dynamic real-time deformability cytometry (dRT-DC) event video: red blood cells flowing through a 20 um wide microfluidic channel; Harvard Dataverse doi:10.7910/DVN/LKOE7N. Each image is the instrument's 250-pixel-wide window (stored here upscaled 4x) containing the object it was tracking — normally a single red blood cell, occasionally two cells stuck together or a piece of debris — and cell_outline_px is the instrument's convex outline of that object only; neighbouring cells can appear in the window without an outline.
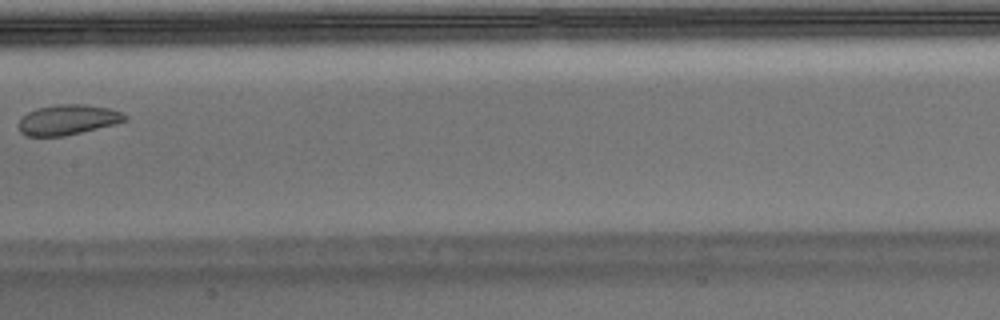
{"species": "Egyptian fruit bat (a non-hibernating species)", "species_latin": "Rousettus aegyptiacus", "temperature_condition": "warm", "stored_images_in_passage": 5, "camera_frame_rate_fps": 3000, "um_per_image_px": 0.085, "animal": {"sex": "male"}, "frame": {"image": 1, "passage_image": 5, "time_ms": 1.333, "image_size_px": [1000, 320], "cell_outline_px": [[128, 120], [116, 124], [64, 136], [24, 136], [20, 132], [20, 120], [28, 112], [36, 108], [56, 104], [84, 104], [108, 108], [120, 112], [128, 116]], "centroid_in_image_um": [5.78, 10.18], "position_along_channel_um": 201.6, "area_um2": 18.67}}